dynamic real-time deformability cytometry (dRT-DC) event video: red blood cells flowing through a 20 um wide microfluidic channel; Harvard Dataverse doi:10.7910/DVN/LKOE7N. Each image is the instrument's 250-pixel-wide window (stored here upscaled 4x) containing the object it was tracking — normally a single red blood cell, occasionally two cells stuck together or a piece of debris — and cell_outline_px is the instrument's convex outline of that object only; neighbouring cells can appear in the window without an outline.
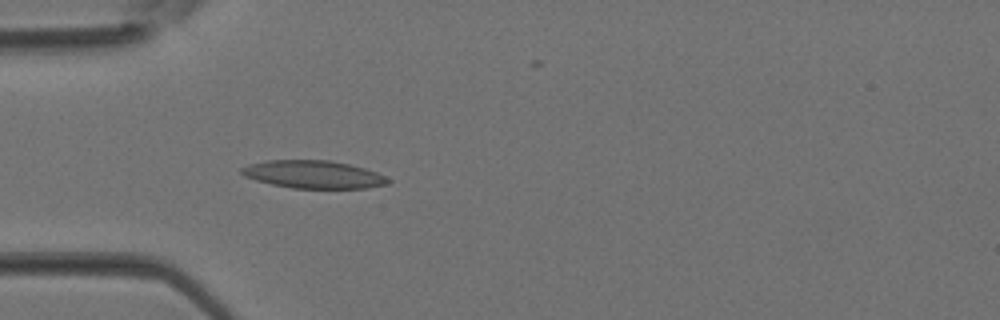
{"species": "Egyptian fruit bat (a non-hibernating species)", "species_latin": "Rousettus aegyptiacus", "temperature_condition": "room temperature", "stored_images_in_passage": 3, "camera_frame_rate_fps": 3000, "um_per_image_px": 0.085, "animal": {"sex": "female"}, "frame": {"image": 1, "passage_image": 3, "time_ms": 0.667, "image_size_px": [1000, 320], "cell_outline_px": [[392, 180], [388, 184], [368, 188], [292, 188], [272, 184], [256, 180], [244, 176], [240, 172], [240, 168], [248, 164], [268, 160], [328, 160], [348, 164], [364, 168], [376, 172]], "centroid_in_image_um": [26.63, 14.83], "position_along_channel_um": 58.4, "area_um2": 23.7}}